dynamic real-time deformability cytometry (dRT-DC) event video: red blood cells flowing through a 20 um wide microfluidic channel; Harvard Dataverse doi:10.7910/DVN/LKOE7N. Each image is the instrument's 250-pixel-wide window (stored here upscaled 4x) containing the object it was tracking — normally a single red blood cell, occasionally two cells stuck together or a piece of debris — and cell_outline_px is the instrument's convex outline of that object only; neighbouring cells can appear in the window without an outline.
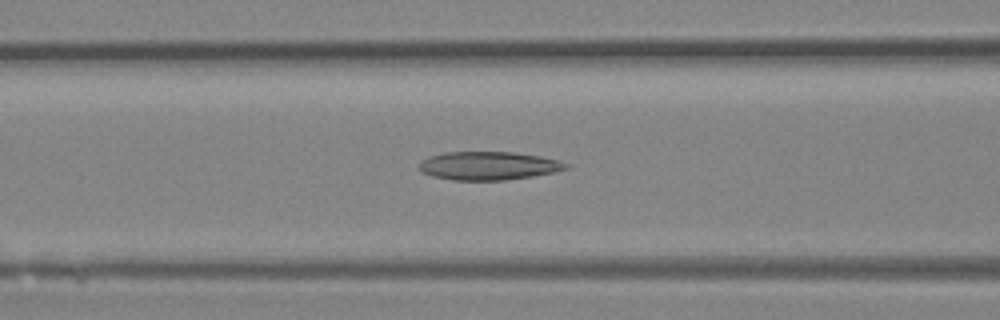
{"species": "Egyptian fruit bat (a non-hibernating species)", "species_latin": "Rousettus aegyptiacus", "temperature_condition": "room temperature", "stored_images_in_passage": 42, "camera_frame_rate_fps": 3000, "um_per_image_px": 0.085, "animal": {"sex": "female"}, "frame": {"image": 1, "passage_image": 17, "time_ms": 5.333, "image_size_px": [1000, 320], "cell_outline_px": [[568, 168], [552, 172], [532, 176], [504, 180], [452, 180], [432, 176], [420, 172], [416, 168], [416, 164], [420, 160], [428, 156], [444, 152], [512, 152], [540, 156], [556, 160], [568, 164]], "centroid_in_image_um": [41.4, 14.09], "position_along_channel_um": 125.2, "area_um2": 24.39}}
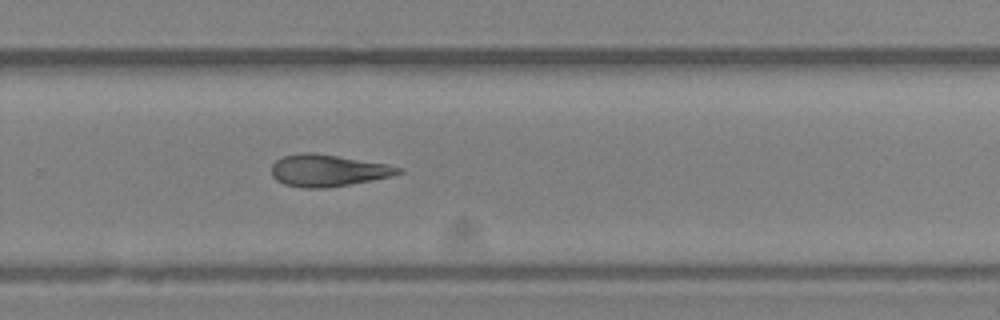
{"frame": {"image": 2, "passage_image": 28, "time_ms": 9.0, "image_size_px": [1000, 320], "cell_outline_px": [[404, 172], [392, 176], [372, 180], [324, 188], [300, 188], [284, 184], [276, 180], [272, 176], [272, 164], [276, 160], [284, 156], [304, 152], [312, 152], [388, 164], [404, 168]], "centroid_in_image_um": [27.88, 14.49], "position_along_channel_um": 301.9, "area_um2": 23.58}}
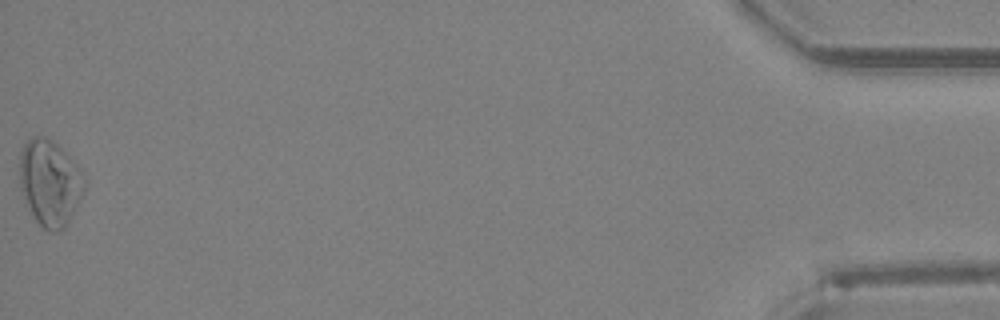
{"frame": {"image": 3, "passage_image": 42, "time_ms": 13.667, "image_size_px": [1000, 320], "cell_outline_px": [[88, 180], [64, 228], [60, 232], [52, 232], [44, 228], [36, 220], [20, 188], [20, 152], [24, 144], [32, 136], [44, 136], [52, 140], [84, 172]], "centroid_in_image_um": [4.24, 15.5], "position_along_channel_um": 431.0, "area_um2": 31.96}}